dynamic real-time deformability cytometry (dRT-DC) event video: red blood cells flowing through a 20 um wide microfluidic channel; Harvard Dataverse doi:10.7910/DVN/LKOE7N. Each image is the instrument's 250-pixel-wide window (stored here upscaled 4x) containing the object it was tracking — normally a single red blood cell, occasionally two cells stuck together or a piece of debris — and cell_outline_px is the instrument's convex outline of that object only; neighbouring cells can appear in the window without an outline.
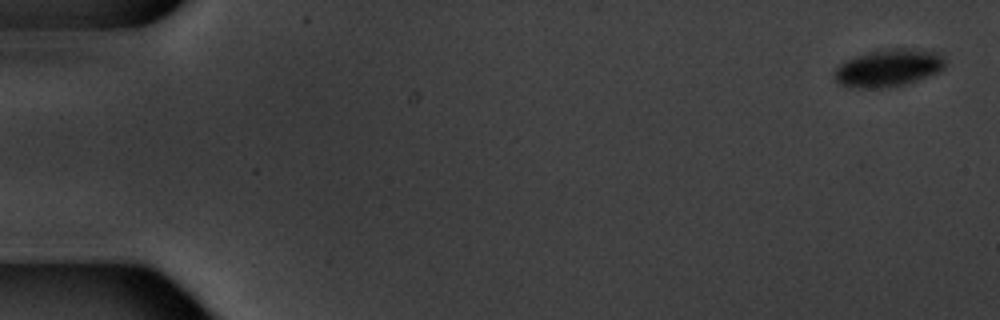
{"species": "common noctule bat (a hibernating species)", "species_latin": "Nyctalus noctula", "temperature_condition": "warm", "stored_images_in_passage": 7, "camera_frame_rate_fps": 3000, "um_per_image_px": 0.085, "animal": {"sex": "male", "body_mass_g": 20.1, "forearm_length_mm": 53.5}, "frame": {"image": 1, "passage_image": 1, "time_ms": 0.0, "image_size_px": [1000, 320], "cell_outline_px": [[944, 68], [940, 72], [908, 84], [888, 88], [848, 88], [840, 84], [836, 80], [832, 72], [840, 64], [856, 56], [868, 52], [892, 48], [916, 48], [940, 52], [944, 56]], "centroid_in_image_um": [75.55, 5.78], "position_along_channel_um": 9.4, "area_um2": 24.68}}